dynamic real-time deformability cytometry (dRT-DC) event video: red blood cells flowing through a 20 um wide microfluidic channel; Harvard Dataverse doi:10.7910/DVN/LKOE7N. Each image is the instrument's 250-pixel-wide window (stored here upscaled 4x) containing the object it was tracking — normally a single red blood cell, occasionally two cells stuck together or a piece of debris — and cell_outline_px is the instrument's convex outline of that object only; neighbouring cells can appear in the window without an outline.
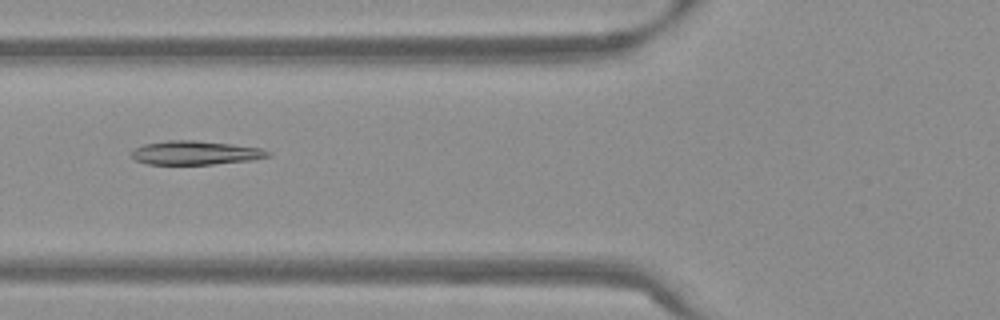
{"species": "Egyptian fruit bat (a non-hibernating species)", "species_latin": "Rousettus aegyptiacus", "temperature_condition": "warm", "stored_images_in_passage": 52, "camera_frame_rate_fps": 3000, "um_per_image_px": 0.085, "frame": {"image": 1, "passage_image": 20, "time_ms": 6.333, "image_size_px": [1000, 320], "cell_outline_px": [[272, 156], [252, 160], [212, 164], [148, 164], [136, 160], [132, 156], [132, 152], [136, 148], [144, 144], [168, 140], [192, 140], [232, 144], [260, 148], [272, 152]], "centroid_in_image_um": [16.66, 12.99], "position_along_channel_um": 109.1, "area_um2": 18.84}}
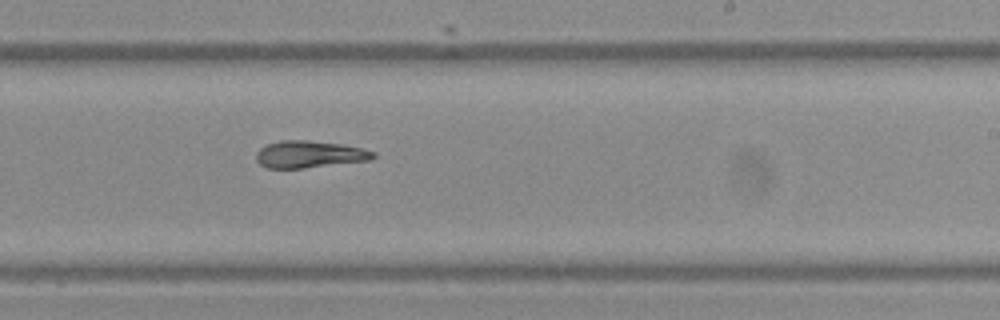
{"frame": {"image": 2, "passage_image": 32, "time_ms": 10.333, "image_size_px": [1000, 320], "cell_outline_px": [[376, 156], [372, 160], [304, 168], [268, 168], [260, 164], [256, 160], [256, 152], [260, 148], [268, 144], [280, 140], [308, 140], [340, 144], [360, 148], [376, 152]], "centroid_in_image_um": [26.3, 13.12], "position_along_channel_um": 262.7, "area_um2": 18.44}}
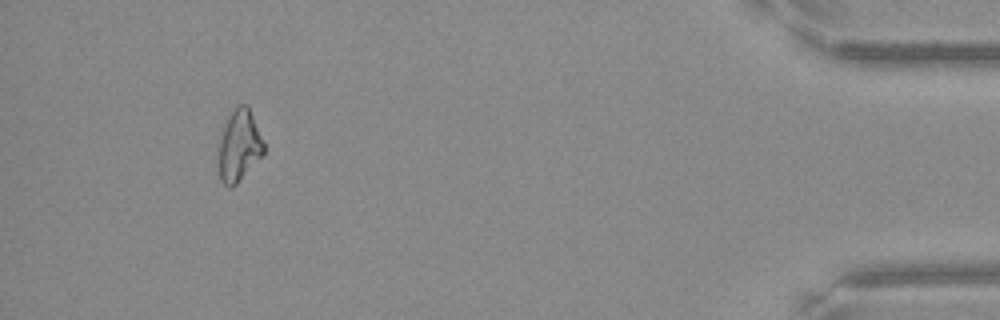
{"frame": {"image": 3, "passage_image": 49, "time_ms": 16.0, "image_size_px": [1000, 320], "cell_outline_px": [[264, 156], [232, 188], [228, 188], [220, 180], [216, 164], [216, 148], [220, 128], [236, 104], [244, 104], [248, 108], [264, 140]], "centroid_in_image_um": [20.25, 12.42], "position_along_channel_um": 414.9, "area_um2": 20.0}, "authors_computed_cell_mechanics": {"area_um2": 19.5364, "velocity_mm_per_s": 3.8396, "shape_relaxation_time_tau1_ms": 9.563, "shape_relaxation_time_tau2_ms": 8.4956, "deformation_change_tau1": 0.2471, "deformation_change_tau2": 0.1644}}